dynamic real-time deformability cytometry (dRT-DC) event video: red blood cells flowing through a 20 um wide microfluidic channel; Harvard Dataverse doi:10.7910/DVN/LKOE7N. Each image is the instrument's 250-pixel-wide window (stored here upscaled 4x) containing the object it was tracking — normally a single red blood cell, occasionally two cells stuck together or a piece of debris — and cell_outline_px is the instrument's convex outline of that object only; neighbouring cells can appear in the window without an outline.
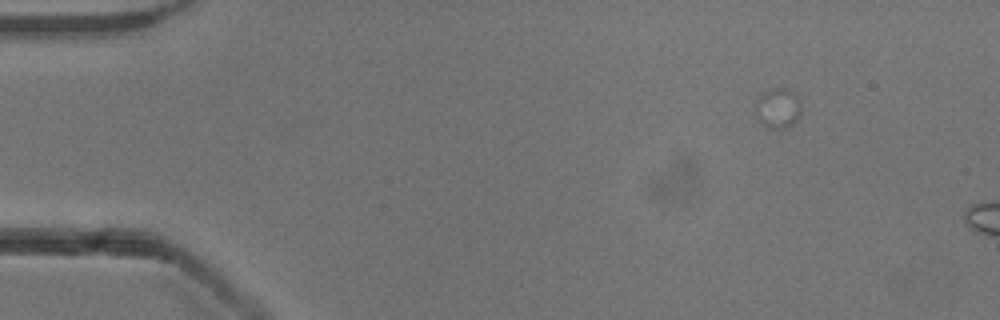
{"species": "common noctule bat (a hibernating species)", "species_latin": "Nyctalus noctula", "temperature_condition": "cold", "stored_images_in_passage": 7, "camera_frame_rate_fps": 3000, "um_per_image_px": 0.085, "animal": {"sex": "male", "body_mass_g": 13.3}, "frame": {"image": 1, "passage_image": 2, "time_ms": 0.333, "image_size_px": [1000, 320], "cell_outline_px": [[800, 112], [796, 120], [792, 124], [784, 128], [768, 128], [764, 124], [756, 108], [756, 100], [764, 92], [772, 88], [784, 88], [792, 92], [800, 100]], "centroid_in_image_um": [66.15, 9.17], "position_along_channel_um": 18.8, "area_um2": 10.17}}